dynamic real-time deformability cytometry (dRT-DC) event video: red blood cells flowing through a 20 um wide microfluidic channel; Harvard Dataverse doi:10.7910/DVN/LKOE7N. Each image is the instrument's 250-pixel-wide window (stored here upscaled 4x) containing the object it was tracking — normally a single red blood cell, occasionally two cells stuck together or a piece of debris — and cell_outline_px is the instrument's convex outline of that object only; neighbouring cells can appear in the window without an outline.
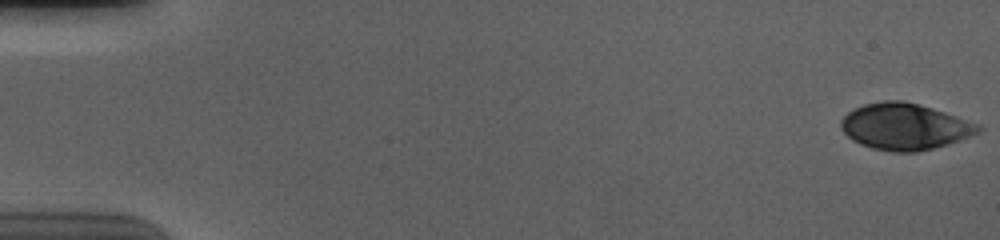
{"species": "human", "species_latin": "Homo sapiens", "temperature_condition": "cold", "stored_images_in_passage": 57, "camera_frame_rate_fps": 3000, "um_per_image_px": 0.085, "donor": {"sex": "male"}, "frame": {"image": 1, "passage_image": 1, "time_ms": 0.0, "image_size_px": [1000, 240], "cell_outline_px": [[984, 128], [980, 132], [960, 140], [948, 144], [916, 152], [892, 152], [872, 148], [860, 144], [852, 140], [840, 128], [840, 120], [848, 112], [864, 104], [884, 100], [904, 100], [920, 104], [980, 124]], "centroid_in_image_um": [76.9, 10.75], "position_along_channel_um": 8.1, "area_um2": 37.22}}
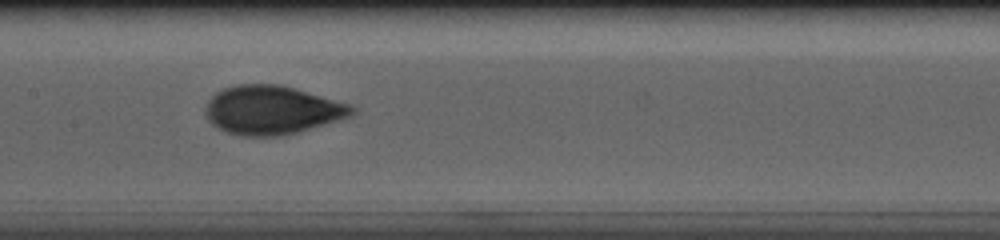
{"frame": {"image": 2, "passage_image": 29, "time_ms": 9.333, "image_size_px": [1000, 240], "cell_outline_px": [[356, 112], [352, 116], [296, 132], [276, 136], [240, 136], [228, 132], [212, 124], [208, 120], [204, 112], [204, 108], [208, 100], [216, 92], [224, 88], [236, 84], [280, 84], [352, 104], [356, 108]], "centroid_in_image_um": [23.12, 9.34], "position_along_channel_um": 184.3, "area_um2": 41.62}}
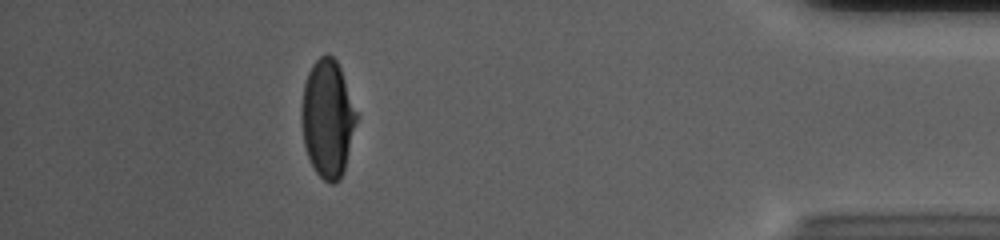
{"frame": {"image": 3, "passage_image": 51, "time_ms": 16.667, "image_size_px": [1000, 240], "cell_outline_px": [[356, 120], [344, 172], [340, 180], [332, 184], [324, 180], [316, 172], [308, 156], [304, 144], [300, 116], [300, 112], [304, 84], [308, 72], [312, 64], [320, 56], [328, 52], [336, 60], [340, 68], [356, 112]], "centroid_in_image_um": [27.82, 10.07], "position_along_channel_um": 407.4, "area_um2": 37.4}, "authors_computed_cell_mechanics": {"area_um2": 39.593, "velocity_mm_per_s": 3.6817, "shape_relaxation_time_tau1_ms": 3.2477, "shape_relaxation_time_tau2_ms": null, "deformation_change_tau1": 0.1569, "deformation_change_tau2": null}}